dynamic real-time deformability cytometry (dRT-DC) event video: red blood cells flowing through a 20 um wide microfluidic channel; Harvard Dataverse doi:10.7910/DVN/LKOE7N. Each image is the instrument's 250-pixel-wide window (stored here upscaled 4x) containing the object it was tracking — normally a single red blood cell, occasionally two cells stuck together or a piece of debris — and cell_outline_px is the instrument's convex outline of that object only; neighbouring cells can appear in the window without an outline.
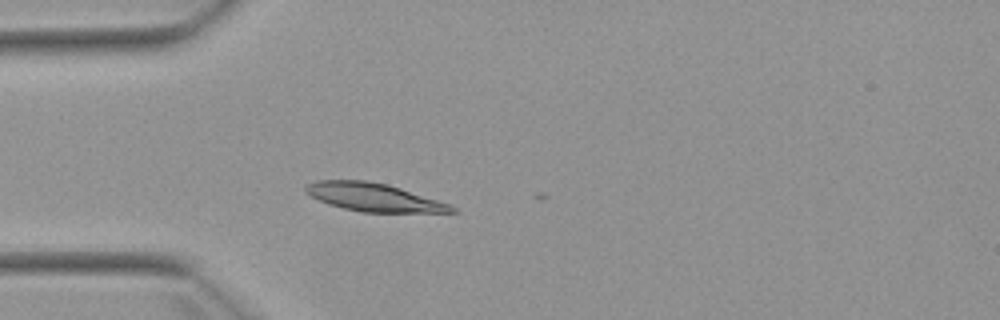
{"species": "Egyptian fruit bat (a non-hibernating species)", "species_latin": "Rousettus aegyptiacus", "temperature_condition": "warm", "stored_images_in_passage": 3, "camera_frame_rate_fps": 3000, "um_per_image_px": 0.085, "animal": {"sex": "female"}, "frame": {"image": 1, "passage_image": 3, "time_ms": 2.333, "image_size_px": [1000, 320], "cell_outline_px": [[460, 212], [360, 212], [328, 204], [304, 192], [304, 188], [308, 184], [316, 180], [364, 180], [388, 184], [448, 204], [456, 208]], "centroid_in_image_um": [31.73, 16.76], "position_along_channel_um": 53.3, "area_um2": 23.64}}